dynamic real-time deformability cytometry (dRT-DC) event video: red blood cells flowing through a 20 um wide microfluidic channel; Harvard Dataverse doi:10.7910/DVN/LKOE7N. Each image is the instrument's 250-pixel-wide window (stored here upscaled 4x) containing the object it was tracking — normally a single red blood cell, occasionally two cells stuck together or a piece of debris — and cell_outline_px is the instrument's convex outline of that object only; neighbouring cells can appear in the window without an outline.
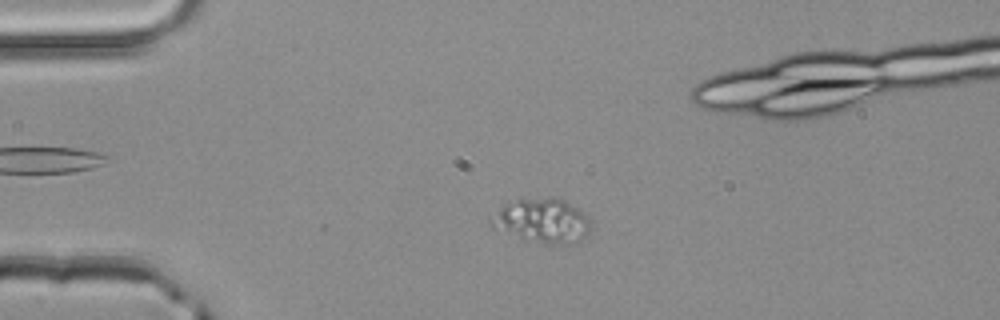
{"species": "common noctule bat (a hibernating species)", "species_latin": "Nyctalus noctula", "temperature_condition": "room temperature", "stored_images_in_passage": 50, "camera_frame_rate_fps": 3000, "um_per_image_px": 0.085, "animal": {"sex": "male", "body_mass_g": 20.4}, "frame": {"image": 1, "passage_image": 10, "time_ms": 3.0, "image_size_px": [1000, 320], "cell_outline_px": [[592, 224], [588, 232], [580, 240], [568, 244], [544, 244], [524, 240], [492, 228], [488, 220], [488, 216], [508, 200], [548, 196], [556, 196], [564, 200], [576, 208], [592, 220]], "centroid_in_image_um": [46.01, 18.74], "position_along_channel_um": 39.0, "area_um2": 26.59}}
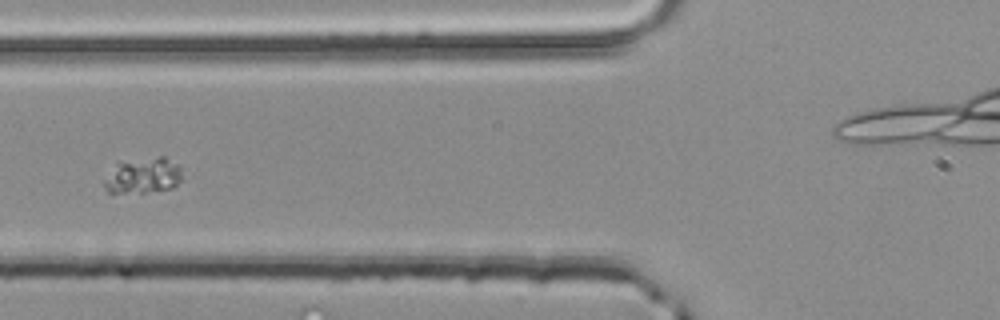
{"frame": {"image": 2, "passage_image": 18, "time_ms": 5.667, "image_size_px": [1000, 320], "cell_outline_px": [[180, 180], [172, 188], [144, 192], [112, 196], [104, 188], [104, 180], [116, 160], [160, 156], [164, 156], [180, 164]], "centroid_in_image_um": [12.07, 14.92], "position_along_channel_um": 113.7, "area_um2": 17.05}}
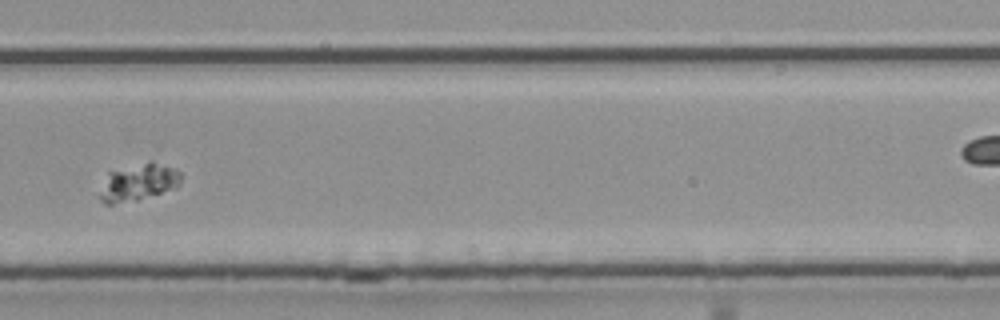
{"frame": {"image": 3, "passage_image": 33, "time_ms": 10.667, "image_size_px": [1000, 320], "cell_outline_px": [[180, 184], [176, 188], [136, 200], [112, 204], [104, 204], [96, 196], [108, 172], [148, 160], [152, 160], [176, 168], [180, 172]], "centroid_in_image_um": [11.74, 15.48], "position_along_channel_um": 318.1, "area_um2": 17.92}}